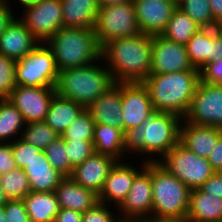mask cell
<instances>
[{
  "mask_svg": "<svg viewBox=\"0 0 222 222\" xmlns=\"http://www.w3.org/2000/svg\"><path fill=\"white\" fill-rule=\"evenodd\" d=\"M196 69L190 62L186 46L162 35L152 36L151 74H166Z\"/></svg>",
  "mask_w": 222,
  "mask_h": 222,
  "instance_id": "2e32d148",
  "label": "cell"
},
{
  "mask_svg": "<svg viewBox=\"0 0 222 222\" xmlns=\"http://www.w3.org/2000/svg\"><path fill=\"white\" fill-rule=\"evenodd\" d=\"M132 0H97L99 7L123 4Z\"/></svg>",
  "mask_w": 222,
  "mask_h": 222,
  "instance_id": "816d5d0a",
  "label": "cell"
},
{
  "mask_svg": "<svg viewBox=\"0 0 222 222\" xmlns=\"http://www.w3.org/2000/svg\"><path fill=\"white\" fill-rule=\"evenodd\" d=\"M3 207L6 222H30L23 200H8Z\"/></svg>",
  "mask_w": 222,
  "mask_h": 222,
  "instance_id": "60d3db41",
  "label": "cell"
},
{
  "mask_svg": "<svg viewBox=\"0 0 222 222\" xmlns=\"http://www.w3.org/2000/svg\"><path fill=\"white\" fill-rule=\"evenodd\" d=\"M85 109L95 124H106L122 130L121 83H115Z\"/></svg>",
  "mask_w": 222,
  "mask_h": 222,
  "instance_id": "44dd1931",
  "label": "cell"
},
{
  "mask_svg": "<svg viewBox=\"0 0 222 222\" xmlns=\"http://www.w3.org/2000/svg\"><path fill=\"white\" fill-rule=\"evenodd\" d=\"M126 222H146L145 220H138V221H126Z\"/></svg>",
  "mask_w": 222,
  "mask_h": 222,
  "instance_id": "11a10c76",
  "label": "cell"
},
{
  "mask_svg": "<svg viewBox=\"0 0 222 222\" xmlns=\"http://www.w3.org/2000/svg\"><path fill=\"white\" fill-rule=\"evenodd\" d=\"M95 122L90 113L84 109L61 135L65 141H92Z\"/></svg>",
  "mask_w": 222,
  "mask_h": 222,
  "instance_id": "e575fe53",
  "label": "cell"
},
{
  "mask_svg": "<svg viewBox=\"0 0 222 222\" xmlns=\"http://www.w3.org/2000/svg\"><path fill=\"white\" fill-rule=\"evenodd\" d=\"M60 136L44 121L26 123L21 133V139L40 150H45Z\"/></svg>",
  "mask_w": 222,
  "mask_h": 222,
  "instance_id": "836d02e7",
  "label": "cell"
},
{
  "mask_svg": "<svg viewBox=\"0 0 222 222\" xmlns=\"http://www.w3.org/2000/svg\"><path fill=\"white\" fill-rule=\"evenodd\" d=\"M200 80V70L191 69L150 74L143 84L149 91L155 112H171L183 118L188 112Z\"/></svg>",
  "mask_w": 222,
  "mask_h": 222,
  "instance_id": "3957f363",
  "label": "cell"
},
{
  "mask_svg": "<svg viewBox=\"0 0 222 222\" xmlns=\"http://www.w3.org/2000/svg\"><path fill=\"white\" fill-rule=\"evenodd\" d=\"M146 222H190L187 218L176 217H155L152 216L145 220Z\"/></svg>",
  "mask_w": 222,
  "mask_h": 222,
  "instance_id": "681fc988",
  "label": "cell"
},
{
  "mask_svg": "<svg viewBox=\"0 0 222 222\" xmlns=\"http://www.w3.org/2000/svg\"><path fill=\"white\" fill-rule=\"evenodd\" d=\"M39 0H12L10 3H11V5H12V2H13V5L11 6L13 9V12H15L14 11V7L13 6H15V9H17L18 10V13L20 12L19 11V8H22V9H20V10H23V9H25V8H27V7H29V6H32V5H35L37 2H38ZM17 3L16 5H14L15 3ZM17 5H18V8H17ZM20 6V7H19Z\"/></svg>",
  "mask_w": 222,
  "mask_h": 222,
  "instance_id": "f907efd6",
  "label": "cell"
},
{
  "mask_svg": "<svg viewBox=\"0 0 222 222\" xmlns=\"http://www.w3.org/2000/svg\"><path fill=\"white\" fill-rule=\"evenodd\" d=\"M141 33L161 35L177 9V0H132Z\"/></svg>",
  "mask_w": 222,
  "mask_h": 222,
  "instance_id": "e0dca14e",
  "label": "cell"
},
{
  "mask_svg": "<svg viewBox=\"0 0 222 222\" xmlns=\"http://www.w3.org/2000/svg\"><path fill=\"white\" fill-rule=\"evenodd\" d=\"M16 60L0 54V95L7 98L16 86Z\"/></svg>",
  "mask_w": 222,
  "mask_h": 222,
  "instance_id": "8d00e7d4",
  "label": "cell"
},
{
  "mask_svg": "<svg viewBox=\"0 0 222 222\" xmlns=\"http://www.w3.org/2000/svg\"><path fill=\"white\" fill-rule=\"evenodd\" d=\"M177 8L189 15L202 28L221 27L212 16L209 0H177Z\"/></svg>",
  "mask_w": 222,
  "mask_h": 222,
  "instance_id": "d6a6232c",
  "label": "cell"
},
{
  "mask_svg": "<svg viewBox=\"0 0 222 222\" xmlns=\"http://www.w3.org/2000/svg\"><path fill=\"white\" fill-rule=\"evenodd\" d=\"M201 81L210 84H222V58L209 62L200 71Z\"/></svg>",
  "mask_w": 222,
  "mask_h": 222,
  "instance_id": "b9f144b4",
  "label": "cell"
},
{
  "mask_svg": "<svg viewBox=\"0 0 222 222\" xmlns=\"http://www.w3.org/2000/svg\"><path fill=\"white\" fill-rule=\"evenodd\" d=\"M221 134V128L187 123L182 120L180 143L189 151L207 159Z\"/></svg>",
  "mask_w": 222,
  "mask_h": 222,
  "instance_id": "7402d4cb",
  "label": "cell"
},
{
  "mask_svg": "<svg viewBox=\"0 0 222 222\" xmlns=\"http://www.w3.org/2000/svg\"><path fill=\"white\" fill-rule=\"evenodd\" d=\"M157 163L190 189L201 187L215 173L208 159L189 151L180 142Z\"/></svg>",
  "mask_w": 222,
  "mask_h": 222,
  "instance_id": "9c48e42d",
  "label": "cell"
},
{
  "mask_svg": "<svg viewBox=\"0 0 222 222\" xmlns=\"http://www.w3.org/2000/svg\"><path fill=\"white\" fill-rule=\"evenodd\" d=\"M102 59L115 83L143 82L151 74L152 36L113 40L102 48Z\"/></svg>",
  "mask_w": 222,
  "mask_h": 222,
  "instance_id": "7a4b0ae2",
  "label": "cell"
},
{
  "mask_svg": "<svg viewBox=\"0 0 222 222\" xmlns=\"http://www.w3.org/2000/svg\"><path fill=\"white\" fill-rule=\"evenodd\" d=\"M116 161L109 155L93 153L83 163L73 168L70 178L99 195L104 188L110 169Z\"/></svg>",
  "mask_w": 222,
  "mask_h": 222,
  "instance_id": "d6986e66",
  "label": "cell"
},
{
  "mask_svg": "<svg viewBox=\"0 0 222 222\" xmlns=\"http://www.w3.org/2000/svg\"><path fill=\"white\" fill-rule=\"evenodd\" d=\"M115 85L103 59L83 67L59 71L55 92L86 108Z\"/></svg>",
  "mask_w": 222,
  "mask_h": 222,
  "instance_id": "277c9868",
  "label": "cell"
},
{
  "mask_svg": "<svg viewBox=\"0 0 222 222\" xmlns=\"http://www.w3.org/2000/svg\"><path fill=\"white\" fill-rule=\"evenodd\" d=\"M84 109L82 105L55 94L50 102L44 122L61 136Z\"/></svg>",
  "mask_w": 222,
  "mask_h": 222,
  "instance_id": "83f0119b",
  "label": "cell"
},
{
  "mask_svg": "<svg viewBox=\"0 0 222 222\" xmlns=\"http://www.w3.org/2000/svg\"><path fill=\"white\" fill-rule=\"evenodd\" d=\"M65 147L73 168L95 153L92 141H65Z\"/></svg>",
  "mask_w": 222,
  "mask_h": 222,
  "instance_id": "74e56055",
  "label": "cell"
},
{
  "mask_svg": "<svg viewBox=\"0 0 222 222\" xmlns=\"http://www.w3.org/2000/svg\"><path fill=\"white\" fill-rule=\"evenodd\" d=\"M17 168L13 152L12 142L0 143V176Z\"/></svg>",
  "mask_w": 222,
  "mask_h": 222,
  "instance_id": "7bdbcfd3",
  "label": "cell"
},
{
  "mask_svg": "<svg viewBox=\"0 0 222 222\" xmlns=\"http://www.w3.org/2000/svg\"><path fill=\"white\" fill-rule=\"evenodd\" d=\"M151 162L135 176L128 195L117 208L122 221L146 220L152 217Z\"/></svg>",
  "mask_w": 222,
  "mask_h": 222,
  "instance_id": "7c38bea8",
  "label": "cell"
},
{
  "mask_svg": "<svg viewBox=\"0 0 222 222\" xmlns=\"http://www.w3.org/2000/svg\"><path fill=\"white\" fill-rule=\"evenodd\" d=\"M130 159L116 161L106 178L104 188L99 194V202L118 208L131 189L135 176L145 167L146 162L141 160L135 165ZM128 160V161H127ZM130 161V163H129ZM133 165H132V164ZM138 167V168H137Z\"/></svg>",
  "mask_w": 222,
  "mask_h": 222,
  "instance_id": "5bb4252c",
  "label": "cell"
},
{
  "mask_svg": "<svg viewBox=\"0 0 222 222\" xmlns=\"http://www.w3.org/2000/svg\"><path fill=\"white\" fill-rule=\"evenodd\" d=\"M183 120L222 129V84H210L200 80Z\"/></svg>",
  "mask_w": 222,
  "mask_h": 222,
  "instance_id": "30bf717a",
  "label": "cell"
},
{
  "mask_svg": "<svg viewBox=\"0 0 222 222\" xmlns=\"http://www.w3.org/2000/svg\"><path fill=\"white\" fill-rule=\"evenodd\" d=\"M207 159L215 172H222V134Z\"/></svg>",
  "mask_w": 222,
  "mask_h": 222,
  "instance_id": "bcb514c9",
  "label": "cell"
},
{
  "mask_svg": "<svg viewBox=\"0 0 222 222\" xmlns=\"http://www.w3.org/2000/svg\"><path fill=\"white\" fill-rule=\"evenodd\" d=\"M39 43L16 16L0 35V54L19 60L24 58Z\"/></svg>",
  "mask_w": 222,
  "mask_h": 222,
  "instance_id": "ffe728a7",
  "label": "cell"
},
{
  "mask_svg": "<svg viewBox=\"0 0 222 222\" xmlns=\"http://www.w3.org/2000/svg\"><path fill=\"white\" fill-rule=\"evenodd\" d=\"M44 152L53 168L65 177L71 176L73 167L69 161L65 140L61 136L47 146Z\"/></svg>",
  "mask_w": 222,
  "mask_h": 222,
  "instance_id": "d590c367",
  "label": "cell"
},
{
  "mask_svg": "<svg viewBox=\"0 0 222 222\" xmlns=\"http://www.w3.org/2000/svg\"><path fill=\"white\" fill-rule=\"evenodd\" d=\"M39 148L26 143L21 138L12 142V152L18 168L24 169L34 158L38 157Z\"/></svg>",
  "mask_w": 222,
  "mask_h": 222,
  "instance_id": "ab89813d",
  "label": "cell"
},
{
  "mask_svg": "<svg viewBox=\"0 0 222 222\" xmlns=\"http://www.w3.org/2000/svg\"><path fill=\"white\" fill-rule=\"evenodd\" d=\"M60 208L71 209L81 213L94 208L99 202V195L82 187L70 177H66L55 189Z\"/></svg>",
  "mask_w": 222,
  "mask_h": 222,
  "instance_id": "603a6c76",
  "label": "cell"
},
{
  "mask_svg": "<svg viewBox=\"0 0 222 222\" xmlns=\"http://www.w3.org/2000/svg\"><path fill=\"white\" fill-rule=\"evenodd\" d=\"M185 46L193 67L201 71L209 62L222 58V27L201 28Z\"/></svg>",
  "mask_w": 222,
  "mask_h": 222,
  "instance_id": "ac0fdd59",
  "label": "cell"
},
{
  "mask_svg": "<svg viewBox=\"0 0 222 222\" xmlns=\"http://www.w3.org/2000/svg\"><path fill=\"white\" fill-rule=\"evenodd\" d=\"M17 17L39 42L45 43L64 27L60 0H39L17 13Z\"/></svg>",
  "mask_w": 222,
  "mask_h": 222,
  "instance_id": "8fae6325",
  "label": "cell"
},
{
  "mask_svg": "<svg viewBox=\"0 0 222 222\" xmlns=\"http://www.w3.org/2000/svg\"><path fill=\"white\" fill-rule=\"evenodd\" d=\"M182 120L171 112H155L140 126L124 132L125 153L134 156L131 158L142 155L140 160L145 162H158L180 142Z\"/></svg>",
  "mask_w": 222,
  "mask_h": 222,
  "instance_id": "6da1fadb",
  "label": "cell"
},
{
  "mask_svg": "<svg viewBox=\"0 0 222 222\" xmlns=\"http://www.w3.org/2000/svg\"><path fill=\"white\" fill-rule=\"evenodd\" d=\"M54 222H82V213L71 209L61 208Z\"/></svg>",
  "mask_w": 222,
  "mask_h": 222,
  "instance_id": "7dc6e473",
  "label": "cell"
},
{
  "mask_svg": "<svg viewBox=\"0 0 222 222\" xmlns=\"http://www.w3.org/2000/svg\"><path fill=\"white\" fill-rule=\"evenodd\" d=\"M152 216L186 218L191 189L157 162H151Z\"/></svg>",
  "mask_w": 222,
  "mask_h": 222,
  "instance_id": "8992f818",
  "label": "cell"
},
{
  "mask_svg": "<svg viewBox=\"0 0 222 222\" xmlns=\"http://www.w3.org/2000/svg\"><path fill=\"white\" fill-rule=\"evenodd\" d=\"M55 88L16 85L6 98L21 113L25 123L44 121Z\"/></svg>",
  "mask_w": 222,
  "mask_h": 222,
  "instance_id": "9a60e30c",
  "label": "cell"
},
{
  "mask_svg": "<svg viewBox=\"0 0 222 222\" xmlns=\"http://www.w3.org/2000/svg\"><path fill=\"white\" fill-rule=\"evenodd\" d=\"M30 222H54L60 205L55 192L31 191L23 198Z\"/></svg>",
  "mask_w": 222,
  "mask_h": 222,
  "instance_id": "f1b7e54d",
  "label": "cell"
},
{
  "mask_svg": "<svg viewBox=\"0 0 222 222\" xmlns=\"http://www.w3.org/2000/svg\"><path fill=\"white\" fill-rule=\"evenodd\" d=\"M16 85L55 88L59 71L51 49L40 42L15 63Z\"/></svg>",
  "mask_w": 222,
  "mask_h": 222,
  "instance_id": "52a82bcc",
  "label": "cell"
},
{
  "mask_svg": "<svg viewBox=\"0 0 222 222\" xmlns=\"http://www.w3.org/2000/svg\"><path fill=\"white\" fill-rule=\"evenodd\" d=\"M25 124L22 113L4 98L0 102V143L20 138Z\"/></svg>",
  "mask_w": 222,
  "mask_h": 222,
  "instance_id": "f546056e",
  "label": "cell"
},
{
  "mask_svg": "<svg viewBox=\"0 0 222 222\" xmlns=\"http://www.w3.org/2000/svg\"><path fill=\"white\" fill-rule=\"evenodd\" d=\"M66 28H94L99 5L97 0H60Z\"/></svg>",
  "mask_w": 222,
  "mask_h": 222,
  "instance_id": "484cf974",
  "label": "cell"
},
{
  "mask_svg": "<svg viewBox=\"0 0 222 222\" xmlns=\"http://www.w3.org/2000/svg\"><path fill=\"white\" fill-rule=\"evenodd\" d=\"M24 171L34 192H53L66 178L51 166L44 150L38 152V157L29 162Z\"/></svg>",
  "mask_w": 222,
  "mask_h": 222,
  "instance_id": "cb8c5ba5",
  "label": "cell"
},
{
  "mask_svg": "<svg viewBox=\"0 0 222 222\" xmlns=\"http://www.w3.org/2000/svg\"><path fill=\"white\" fill-rule=\"evenodd\" d=\"M16 14V12H13L10 2L0 1V35L17 16Z\"/></svg>",
  "mask_w": 222,
  "mask_h": 222,
  "instance_id": "f6af8a7d",
  "label": "cell"
},
{
  "mask_svg": "<svg viewBox=\"0 0 222 222\" xmlns=\"http://www.w3.org/2000/svg\"><path fill=\"white\" fill-rule=\"evenodd\" d=\"M111 207L98 203L94 208L82 213V222H122L119 213H117L118 209Z\"/></svg>",
  "mask_w": 222,
  "mask_h": 222,
  "instance_id": "f35d334b",
  "label": "cell"
},
{
  "mask_svg": "<svg viewBox=\"0 0 222 222\" xmlns=\"http://www.w3.org/2000/svg\"><path fill=\"white\" fill-rule=\"evenodd\" d=\"M186 218L190 222H222V199L200 188L191 189Z\"/></svg>",
  "mask_w": 222,
  "mask_h": 222,
  "instance_id": "d4e9b609",
  "label": "cell"
},
{
  "mask_svg": "<svg viewBox=\"0 0 222 222\" xmlns=\"http://www.w3.org/2000/svg\"><path fill=\"white\" fill-rule=\"evenodd\" d=\"M0 186L8 200H23L31 192L24 169L18 167L0 176Z\"/></svg>",
  "mask_w": 222,
  "mask_h": 222,
  "instance_id": "1f68e13d",
  "label": "cell"
},
{
  "mask_svg": "<svg viewBox=\"0 0 222 222\" xmlns=\"http://www.w3.org/2000/svg\"><path fill=\"white\" fill-rule=\"evenodd\" d=\"M93 29L101 48L113 40L139 35L133 1L99 7Z\"/></svg>",
  "mask_w": 222,
  "mask_h": 222,
  "instance_id": "ba28073f",
  "label": "cell"
},
{
  "mask_svg": "<svg viewBox=\"0 0 222 222\" xmlns=\"http://www.w3.org/2000/svg\"><path fill=\"white\" fill-rule=\"evenodd\" d=\"M203 192L218 196L222 199V172H215L199 187Z\"/></svg>",
  "mask_w": 222,
  "mask_h": 222,
  "instance_id": "ee69618b",
  "label": "cell"
},
{
  "mask_svg": "<svg viewBox=\"0 0 222 222\" xmlns=\"http://www.w3.org/2000/svg\"><path fill=\"white\" fill-rule=\"evenodd\" d=\"M0 222H6V215L4 212V207H0Z\"/></svg>",
  "mask_w": 222,
  "mask_h": 222,
  "instance_id": "db71d44e",
  "label": "cell"
},
{
  "mask_svg": "<svg viewBox=\"0 0 222 222\" xmlns=\"http://www.w3.org/2000/svg\"><path fill=\"white\" fill-rule=\"evenodd\" d=\"M92 142L95 153L109 155L117 161L131 159V156L125 153L124 132L120 128L95 124Z\"/></svg>",
  "mask_w": 222,
  "mask_h": 222,
  "instance_id": "4316f807",
  "label": "cell"
},
{
  "mask_svg": "<svg viewBox=\"0 0 222 222\" xmlns=\"http://www.w3.org/2000/svg\"><path fill=\"white\" fill-rule=\"evenodd\" d=\"M201 28L189 15L177 8L161 35L178 44L186 45Z\"/></svg>",
  "mask_w": 222,
  "mask_h": 222,
  "instance_id": "4dcf8cb0",
  "label": "cell"
},
{
  "mask_svg": "<svg viewBox=\"0 0 222 222\" xmlns=\"http://www.w3.org/2000/svg\"><path fill=\"white\" fill-rule=\"evenodd\" d=\"M4 99V97L2 95H0V102Z\"/></svg>",
  "mask_w": 222,
  "mask_h": 222,
  "instance_id": "9f6ffc18",
  "label": "cell"
},
{
  "mask_svg": "<svg viewBox=\"0 0 222 222\" xmlns=\"http://www.w3.org/2000/svg\"><path fill=\"white\" fill-rule=\"evenodd\" d=\"M122 131L140 126L155 113L143 82L121 83Z\"/></svg>",
  "mask_w": 222,
  "mask_h": 222,
  "instance_id": "4fadbf2b",
  "label": "cell"
},
{
  "mask_svg": "<svg viewBox=\"0 0 222 222\" xmlns=\"http://www.w3.org/2000/svg\"><path fill=\"white\" fill-rule=\"evenodd\" d=\"M58 71L83 67L102 59V48L93 28H60L46 42Z\"/></svg>",
  "mask_w": 222,
  "mask_h": 222,
  "instance_id": "5b68a950",
  "label": "cell"
},
{
  "mask_svg": "<svg viewBox=\"0 0 222 222\" xmlns=\"http://www.w3.org/2000/svg\"><path fill=\"white\" fill-rule=\"evenodd\" d=\"M8 199L6 198L3 189L0 186V207H3L7 203Z\"/></svg>",
  "mask_w": 222,
  "mask_h": 222,
  "instance_id": "f5cc1de1",
  "label": "cell"
},
{
  "mask_svg": "<svg viewBox=\"0 0 222 222\" xmlns=\"http://www.w3.org/2000/svg\"><path fill=\"white\" fill-rule=\"evenodd\" d=\"M212 10V16L215 21L222 27V0H209Z\"/></svg>",
  "mask_w": 222,
  "mask_h": 222,
  "instance_id": "c3c4849f",
  "label": "cell"
}]
</instances>
